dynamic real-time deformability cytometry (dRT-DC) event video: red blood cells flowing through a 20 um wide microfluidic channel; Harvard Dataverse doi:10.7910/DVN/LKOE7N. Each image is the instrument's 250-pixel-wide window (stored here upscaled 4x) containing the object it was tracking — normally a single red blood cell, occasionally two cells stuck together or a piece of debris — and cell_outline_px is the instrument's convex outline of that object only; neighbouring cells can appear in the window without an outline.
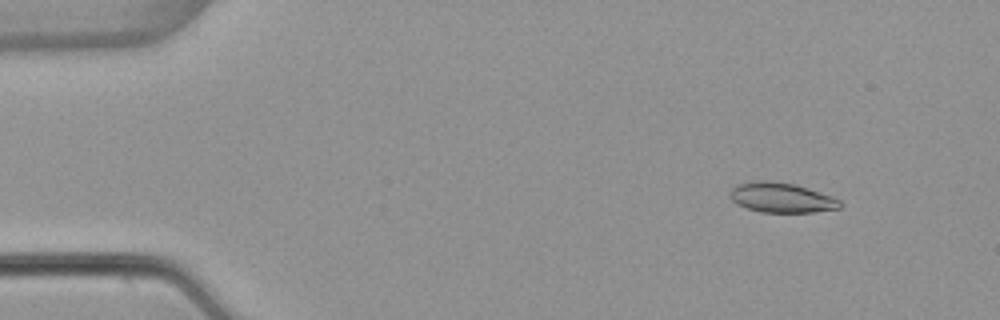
{"species": "common noctule bat (a hibernating species)", "species_latin": "Nyctalus noctula", "temperature_condition": "warm", "stored_images_in_passage": 53, "camera_frame_rate_fps": 3000, "um_per_image_px": 0.085, "animal": {"sex": "female", "body_mass_g": 22.7, "forearm_length_mm": 54.2}, "frame": {"image": 1, "passage_image": 6, "time_ms": 1.667, "image_size_px": [1000, 320], "cell_outline_px": [[844, 204], [840, 208], [812, 212], [760, 212], [736, 204], [728, 196], [732, 188], [740, 184], [752, 180], [764, 180], [792, 184], [808, 188], [832, 196], [840, 200]], "centroid_in_image_um": [66.42, 16.8], "position_along_channel_um": 18.6, "area_um2": 19.13}}
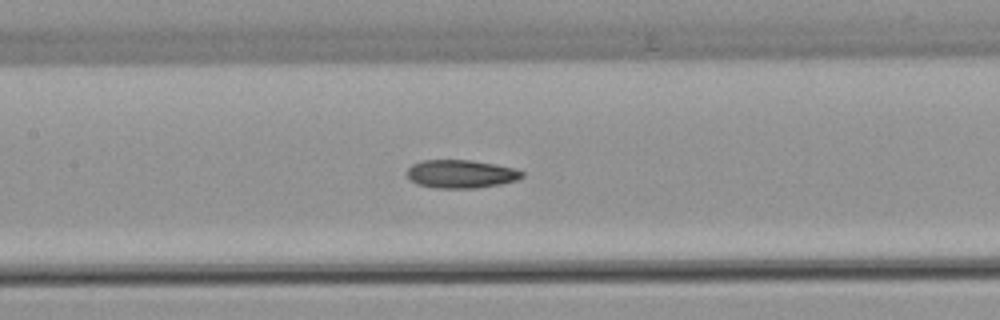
{"frame": {"image": 2, "passage_image": 25, "time_ms": 8.0, "image_size_px": [1000, 320], "cell_outline_px": [[524, 176], [516, 180], [500, 184], [476, 188], [436, 188], [416, 184], [404, 172], [412, 164], [424, 160], [472, 160], [496, 164], [516, 168], [524, 172]], "centroid_in_image_um": [39.18, 14.78], "position_along_channel_um": 168.2, "area_um2": 19.07}}
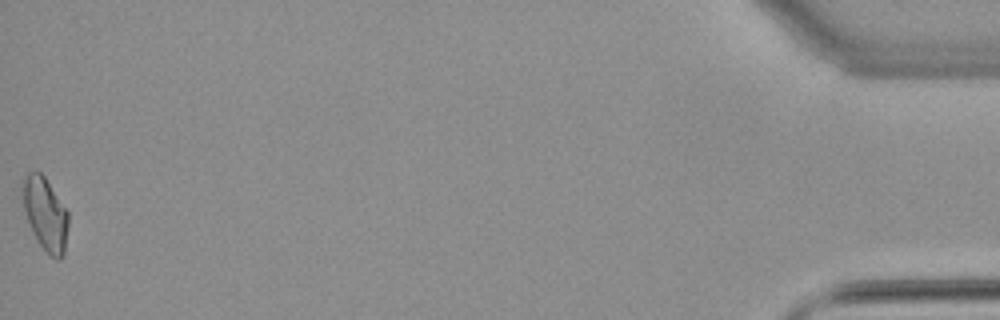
{"frame": {"image": 3, "passage_image": 53, "time_ms": 17.333, "image_size_px": [1000, 320], "cell_outline_px": [[68, 224], [64, 256], [60, 260], [56, 260], [40, 244], [32, 232], [24, 208], [20, 188], [24, 176], [28, 172], [40, 172], [44, 176], [68, 212]], "centroid_in_image_um": [3.84, 18.17], "position_along_channel_um": 431.4, "area_um2": 19.36}, "authors_computed_cell_mechanics": {"area_um2": 19.0162, "velocity_mm_per_s": 3.9055, "shape_relaxation_time_tau1_ms": null, "shape_relaxation_time_tau2_ms": 4.5608, "deformation_change_tau1": null, "deformation_change_tau2": 0.1228}}